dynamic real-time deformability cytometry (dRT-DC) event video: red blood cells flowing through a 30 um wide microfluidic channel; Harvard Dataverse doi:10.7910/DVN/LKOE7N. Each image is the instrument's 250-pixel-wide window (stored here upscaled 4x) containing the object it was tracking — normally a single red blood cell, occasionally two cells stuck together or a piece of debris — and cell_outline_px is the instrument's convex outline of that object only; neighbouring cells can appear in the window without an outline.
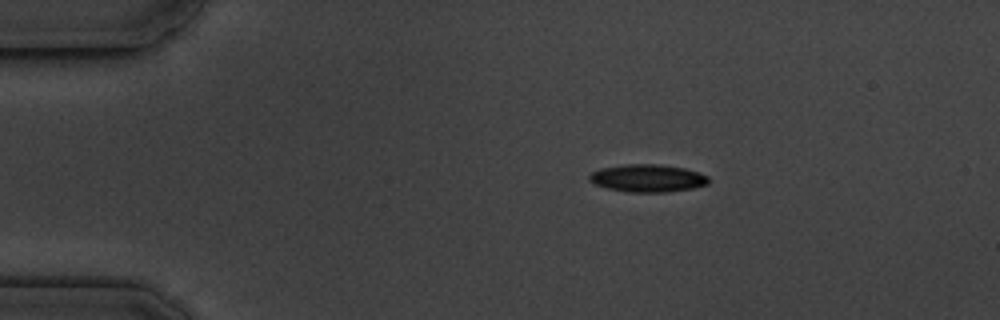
{"species": "common noctule bat (a hibernating species)", "species_latin": "Nyctalus noctula", "temperature_condition": "cold", "stored_images_in_passage": 5, "camera_frame_rate_fps": 3000, "um_per_image_px": 0.085, "animal": {"sex": "male", "body_mass_g": 19.5, "forearm_length_mm": 54.6}, "frame": {"image": 1, "passage_image": 2, "time_ms": 1.333, "image_size_px": [1000, 320], "cell_outline_px": [[708, 184], [692, 188], [668, 192], [628, 192], [608, 188], [592, 184], [588, 180], [588, 176], [592, 172], [600, 168], [624, 164], [656, 164], [684, 168], [708, 176]], "centroid_in_image_um": [54.99, 15.15], "position_along_channel_um": 30.0, "area_um2": 19.19}}
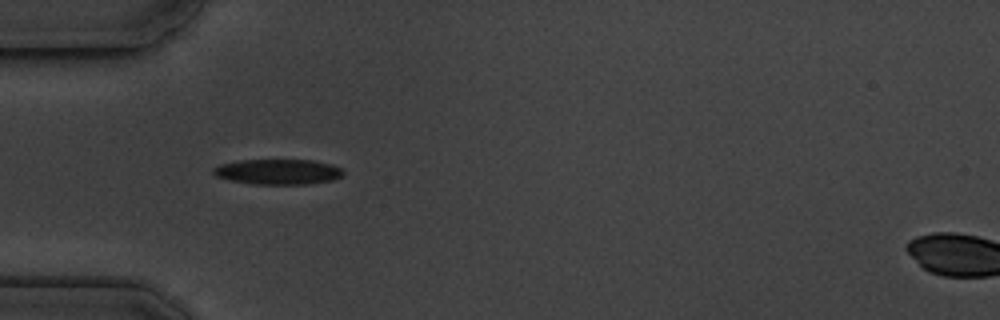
{"frame": {"image": 2, "passage_image": 4, "time_ms": 3.667, "image_size_px": [1000, 320], "cell_outline_px": [[344, 176], [332, 180], [308, 184], [252, 184], [232, 180], [216, 176], [212, 172], [212, 168], [220, 164], [240, 160], [312, 160], [332, 164], [340, 168], [344, 172]], "centroid_in_image_um": [23.65, 14.6], "position_along_channel_um": 61.4, "area_um2": 19.19}}